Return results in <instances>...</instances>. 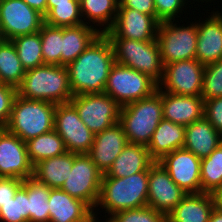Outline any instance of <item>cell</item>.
<instances>
[{"label": "cell", "instance_id": "cell-12", "mask_svg": "<svg viewBox=\"0 0 222 222\" xmlns=\"http://www.w3.org/2000/svg\"><path fill=\"white\" fill-rule=\"evenodd\" d=\"M205 65L196 58L164 65L162 81L158 89L177 95L200 96Z\"/></svg>", "mask_w": 222, "mask_h": 222}, {"label": "cell", "instance_id": "cell-47", "mask_svg": "<svg viewBox=\"0 0 222 222\" xmlns=\"http://www.w3.org/2000/svg\"><path fill=\"white\" fill-rule=\"evenodd\" d=\"M71 0H47V13L55 6V4L68 3Z\"/></svg>", "mask_w": 222, "mask_h": 222}, {"label": "cell", "instance_id": "cell-45", "mask_svg": "<svg viewBox=\"0 0 222 222\" xmlns=\"http://www.w3.org/2000/svg\"><path fill=\"white\" fill-rule=\"evenodd\" d=\"M215 208L222 212V187L213 193Z\"/></svg>", "mask_w": 222, "mask_h": 222}, {"label": "cell", "instance_id": "cell-29", "mask_svg": "<svg viewBox=\"0 0 222 222\" xmlns=\"http://www.w3.org/2000/svg\"><path fill=\"white\" fill-rule=\"evenodd\" d=\"M25 143L28 158L33 166L41 160L56 157L67 152L64 140L54 129L31 138Z\"/></svg>", "mask_w": 222, "mask_h": 222}, {"label": "cell", "instance_id": "cell-22", "mask_svg": "<svg viewBox=\"0 0 222 222\" xmlns=\"http://www.w3.org/2000/svg\"><path fill=\"white\" fill-rule=\"evenodd\" d=\"M155 162L150 156L147 146L128 143L102 177H128L149 171Z\"/></svg>", "mask_w": 222, "mask_h": 222}, {"label": "cell", "instance_id": "cell-16", "mask_svg": "<svg viewBox=\"0 0 222 222\" xmlns=\"http://www.w3.org/2000/svg\"><path fill=\"white\" fill-rule=\"evenodd\" d=\"M0 177L22 180L33 177L26 143L7 129L0 130Z\"/></svg>", "mask_w": 222, "mask_h": 222}, {"label": "cell", "instance_id": "cell-27", "mask_svg": "<svg viewBox=\"0 0 222 222\" xmlns=\"http://www.w3.org/2000/svg\"><path fill=\"white\" fill-rule=\"evenodd\" d=\"M75 153H66L39 161L33 166V178L49 188H61L71 173Z\"/></svg>", "mask_w": 222, "mask_h": 222}, {"label": "cell", "instance_id": "cell-11", "mask_svg": "<svg viewBox=\"0 0 222 222\" xmlns=\"http://www.w3.org/2000/svg\"><path fill=\"white\" fill-rule=\"evenodd\" d=\"M44 16L23 0L0 1V34L4 40L40 31Z\"/></svg>", "mask_w": 222, "mask_h": 222}, {"label": "cell", "instance_id": "cell-21", "mask_svg": "<svg viewBox=\"0 0 222 222\" xmlns=\"http://www.w3.org/2000/svg\"><path fill=\"white\" fill-rule=\"evenodd\" d=\"M48 203L49 222H87L94 215V211L84 201L60 188L50 190Z\"/></svg>", "mask_w": 222, "mask_h": 222}, {"label": "cell", "instance_id": "cell-35", "mask_svg": "<svg viewBox=\"0 0 222 222\" xmlns=\"http://www.w3.org/2000/svg\"><path fill=\"white\" fill-rule=\"evenodd\" d=\"M39 32L44 64L61 65L62 28L44 23Z\"/></svg>", "mask_w": 222, "mask_h": 222}, {"label": "cell", "instance_id": "cell-38", "mask_svg": "<svg viewBox=\"0 0 222 222\" xmlns=\"http://www.w3.org/2000/svg\"><path fill=\"white\" fill-rule=\"evenodd\" d=\"M108 219L110 222H167V215L145 206L117 212Z\"/></svg>", "mask_w": 222, "mask_h": 222}, {"label": "cell", "instance_id": "cell-20", "mask_svg": "<svg viewBox=\"0 0 222 222\" xmlns=\"http://www.w3.org/2000/svg\"><path fill=\"white\" fill-rule=\"evenodd\" d=\"M162 113L164 119L186 127L204 117V100L162 91Z\"/></svg>", "mask_w": 222, "mask_h": 222}, {"label": "cell", "instance_id": "cell-33", "mask_svg": "<svg viewBox=\"0 0 222 222\" xmlns=\"http://www.w3.org/2000/svg\"><path fill=\"white\" fill-rule=\"evenodd\" d=\"M11 41L25 70L44 65L40 32L18 36Z\"/></svg>", "mask_w": 222, "mask_h": 222}, {"label": "cell", "instance_id": "cell-8", "mask_svg": "<svg viewBox=\"0 0 222 222\" xmlns=\"http://www.w3.org/2000/svg\"><path fill=\"white\" fill-rule=\"evenodd\" d=\"M157 89L158 84L149 76L115 63L110 70L104 93L123 106L146 98Z\"/></svg>", "mask_w": 222, "mask_h": 222}, {"label": "cell", "instance_id": "cell-48", "mask_svg": "<svg viewBox=\"0 0 222 222\" xmlns=\"http://www.w3.org/2000/svg\"><path fill=\"white\" fill-rule=\"evenodd\" d=\"M93 216L87 221V222H100L98 219L99 217L98 214L96 212H93ZM105 222H110L109 219L107 218Z\"/></svg>", "mask_w": 222, "mask_h": 222}, {"label": "cell", "instance_id": "cell-3", "mask_svg": "<svg viewBox=\"0 0 222 222\" xmlns=\"http://www.w3.org/2000/svg\"><path fill=\"white\" fill-rule=\"evenodd\" d=\"M149 171L128 177H102L100 196L94 211L105 209L108 217L117 212L147 206ZM99 207V208H98Z\"/></svg>", "mask_w": 222, "mask_h": 222}, {"label": "cell", "instance_id": "cell-17", "mask_svg": "<svg viewBox=\"0 0 222 222\" xmlns=\"http://www.w3.org/2000/svg\"><path fill=\"white\" fill-rule=\"evenodd\" d=\"M186 194L158 161L149 168L147 206L167 215Z\"/></svg>", "mask_w": 222, "mask_h": 222}, {"label": "cell", "instance_id": "cell-9", "mask_svg": "<svg viewBox=\"0 0 222 222\" xmlns=\"http://www.w3.org/2000/svg\"><path fill=\"white\" fill-rule=\"evenodd\" d=\"M102 176L87 153H75L71 173L60 189L84 201L94 211L100 196Z\"/></svg>", "mask_w": 222, "mask_h": 222}, {"label": "cell", "instance_id": "cell-4", "mask_svg": "<svg viewBox=\"0 0 222 222\" xmlns=\"http://www.w3.org/2000/svg\"><path fill=\"white\" fill-rule=\"evenodd\" d=\"M163 119L162 91L121 106L119 123L128 143L148 146L158 124Z\"/></svg>", "mask_w": 222, "mask_h": 222}, {"label": "cell", "instance_id": "cell-15", "mask_svg": "<svg viewBox=\"0 0 222 222\" xmlns=\"http://www.w3.org/2000/svg\"><path fill=\"white\" fill-rule=\"evenodd\" d=\"M159 21L156 17L132 8H118L113 26L105 33L108 38L138 41L156 40Z\"/></svg>", "mask_w": 222, "mask_h": 222}, {"label": "cell", "instance_id": "cell-14", "mask_svg": "<svg viewBox=\"0 0 222 222\" xmlns=\"http://www.w3.org/2000/svg\"><path fill=\"white\" fill-rule=\"evenodd\" d=\"M158 162L184 192L201 193V159L192 152L184 148L176 149L164 155Z\"/></svg>", "mask_w": 222, "mask_h": 222}, {"label": "cell", "instance_id": "cell-13", "mask_svg": "<svg viewBox=\"0 0 222 222\" xmlns=\"http://www.w3.org/2000/svg\"><path fill=\"white\" fill-rule=\"evenodd\" d=\"M54 130L64 140L67 151L77 154L90 151L95 134L82 122L70 102L56 104Z\"/></svg>", "mask_w": 222, "mask_h": 222}, {"label": "cell", "instance_id": "cell-40", "mask_svg": "<svg viewBox=\"0 0 222 222\" xmlns=\"http://www.w3.org/2000/svg\"><path fill=\"white\" fill-rule=\"evenodd\" d=\"M16 95V88L0 83V130L6 129Z\"/></svg>", "mask_w": 222, "mask_h": 222}, {"label": "cell", "instance_id": "cell-34", "mask_svg": "<svg viewBox=\"0 0 222 222\" xmlns=\"http://www.w3.org/2000/svg\"><path fill=\"white\" fill-rule=\"evenodd\" d=\"M44 23L53 27H73L84 23L80 2L71 0L68 3L55 4L44 16Z\"/></svg>", "mask_w": 222, "mask_h": 222}, {"label": "cell", "instance_id": "cell-19", "mask_svg": "<svg viewBox=\"0 0 222 222\" xmlns=\"http://www.w3.org/2000/svg\"><path fill=\"white\" fill-rule=\"evenodd\" d=\"M128 144L122 125L118 122L94 135V141L87 153L97 168L105 174Z\"/></svg>", "mask_w": 222, "mask_h": 222}, {"label": "cell", "instance_id": "cell-31", "mask_svg": "<svg viewBox=\"0 0 222 222\" xmlns=\"http://www.w3.org/2000/svg\"><path fill=\"white\" fill-rule=\"evenodd\" d=\"M51 189L33 177L27 178L29 222H49L48 199Z\"/></svg>", "mask_w": 222, "mask_h": 222}, {"label": "cell", "instance_id": "cell-10", "mask_svg": "<svg viewBox=\"0 0 222 222\" xmlns=\"http://www.w3.org/2000/svg\"><path fill=\"white\" fill-rule=\"evenodd\" d=\"M70 103L82 122L94 133H100L119 122L121 106L107 94L88 93L75 95Z\"/></svg>", "mask_w": 222, "mask_h": 222}, {"label": "cell", "instance_id": "cell-42", "mask_svg": "<svg viewBox=\"0 0 222 222\" xmlns=\"http://www.w3.org/2000/svg\"><path fill=\"white\" fill-rule=\"evenodd\" d=\"M22 183V179L0 177V208L14 198Z\"/></svg>", "mask_w": 222, "mask_h": 222}, {"label": "cell", "instance_id": "cell-30", "mask_svg": "<svg viewBox=\"0 0 222 222\" xmlns=\"http://www.w3.org/2000/svg\"><path fill=\"white\" fill-rule=\"evenodd\" d=\"M25 73L26 70L12 41L2 39L0 41V83L17 88Z\"/></svg>", "mask_w": 222, "mask_h": 222}, {"label": "cell", "instance_id": "cell-32", "mask_svg": "<svg viewBox=\"0 0 222 222\" xmlns=\"http://www.w3.org/2000/svg\"><path fill=\"white\" fill-rule=\"evenodd\" d=\"M200 177L201 193L213 194L222 187V142L209 156L201 159Z\"/></svg>", "mask_w": 222, "mask_h": 222}, {"label": "cell", "instance_id": "cell-41", "mask_svg": "<svg viewBox=\"0 0 222 222\" xmlns=\"http://www.w3.org/2000/svg\"><path fill=\"white\" fill-rule=\"evenodd\" d=\"M204 117L222 135V97L204 101Z\"/></svg>", "mask_w": 222, "mask_h": 222}, {"label": "cell", "instance_id": "cell-46", "mask_svg": "<svg viewBox=\"0 0 222 222\" xmlns=\"http://www.w3.org/2000/svg\"><path fill=\"white\" fill-rule=\"evenodd\" d=\"M208 222H222V212L214 208L211 212Z\"/></svg>", "mask_w": 222, "mask_h": 222}, {"label": "cell", "instance_id": "cell-5", "mask_svg": "<svg viewBox=\"0 0 222 222\" xmlns=\"http://www.w3.org/2000/svg\"><path fill=\"white\" fill-rule=\"evenodd\" d=\"M56 104L16 95L6 129L24 142L54 129Z\"/></svg>", "mask_w": 222, "mask_h": 222}, {"label": "cell", "instance_id": "cell-44", "mask_svg": "<svg viewBox=\"0 0 222 222\" xmlns=\"http://www.w3.org/2000/svg\"><path fill=\"white\" fill-rule=\"evenodd\" d=\"M27 5L45 16L47 14V0H23Z\"/></svg>", "mask_w": 222, "mask_h": 222}, {"label": "cell", "instance_id": "cell-7", "mask_svg": "<svg viewBox=\"0 0 222 222\" xmlns=\"http://www.w3.org/2000/svg\"><path fill=\"white\" fill-rule=\"evenodd\" d=\"M177 20L159 23L156 41L164 65L196 58L198 21L181 26Z\"/></svg>", "mask_w": 222, "mask_h": 222}, {"label": "cell", "instance_id": "cell-36", "mask_svg": "<svg viewBox=\"0 0 222 222\" xmlns=\"http://www.w3.org/2000/svg\"><path fill=\"white\" fill-rule=\"evenodd\" d=\"M0 222H29L27 179L23 180L14 198L0 208Z\"/></svg>", "mask_w": 222, "mask_h": 222}, {"label": "cell", "instance_id": "cell-39", "mask_svg": "<svg viewBox=\"0 0 222 222\" xmlns=\"http://www.w3.org/2000/svg\"><path fill=\"white\" fill-rule=\"evenodd\" d=\"M153 2L156 10V18L159 22L175 21V18L180 19V13L183 16V12L185 14L184 9L186 10L187 7L184 0H153Z\"/></svg>", "mask_w": 222, "mask_h": 222}, {"label": "cell", "instance_id": "cell-24", "mask_svg": "<svg viewBox=\"0 0 222 222\" xmlns=\"http://www.w3.org/2000/svg\"><path fill=\"white\" fill-rule=\"evenodd\" d=\"M214 208L213 194H186L167 214V222H208Z\"/></svg>", "mask_w": 222, "mask_h": 222}, {"label": "cell", "instance_id": "cell-28", "mask_svg": "<svg viewBox=\"0 0 222 222\" xmlns=\"http://www.w3.org/2000/svg\"><path fill=\"white\" fill-rule=\"evenodd\" d=\"M118 6L119 0H81L80 7L84 24L95 26V28L100 26V33L105 34L115 22Z\"/></svg>", "mask_w": 222, "mask_h": 222}, {"label": "cell", "instance_id": "cell-26", "mask_svg": "<svg viewBox=\"0 0 222 222\" xmlns=\"http://www.w3.org/2000/svg\"><path fill=\"white\" fill-rule=\"evenodd\" d=\"M98 28L87 24L62 28L61 66L73 62L100 35Z\"/></svg>", "mask_w": 222, "mask_h": 222}, {"label": "cell", "instance_id": "cell-43", "mask_svg": "<svg viewBox=\"0 0 222 222\" xmlns=\"http://www.w3.org/2000/svg\"><path fill=\"white\" fill-rule=\"evenodd\" d=\"M118 8H132L139 12L156 17L153 0H119Z\"/></svg>", "mask_w": 222, "mask_h": 222}, {"label": "cell", "instance_id": "cell-49", "mask_svg": "<svg viewBox=\"0 0 222 222\" xmlns=\"http://www.w3.org/2000/svg\"><path fill=\"white\" fill-rule=\"evenodd\" d=\"M193 1H194V2L198 1V3H199V2L204 3V1H205V2H210V3H211V2L214 1V0H196V1L193 0ZM184 2H185L187 5L189 4L188 2H190V4H194V2L191 3V0H190V1H188V0H184Z\"/></svg>", "mask_w": 222, "mask_h": 222}, {"label": "cell", "instance_id": "cell-37", "mask_svg": "<svg viewBox=\"0 0 222 222\" xmlns=\"http://www.w3.org/2000/svg\"><path fill=\"white\" fill-rule=\"evenodd\" d=\"M200 96L204 101L222 97V59L205 65Z\"/></svg>", "mask_w": 222, "mask_h": 222}, {"label": "cell", "instance_id": "cell-6", "mask_svg": "<svg viewBox=\"0 0 222 222\" xmlns=\"http://www.w3.org/2000/svg\"><path fill=\"white\" fill-rule=\"evenodd\" d=\"M109 39L114 49L115 63L133 68L149 76L157 84L162 81L164 64L156 40Z\"/></svg>", "mask_w": 222, "mask_h": 222}, {"label": "cell", "instance_id": "cell-1", "mask_svg": "<svg viewBox=\"0 0 222 222\" xmlns=\"http://www.w3.org/2000/svg\"><path fill=\"white\" fill-rule=\"evenodd\" d=\"M114 64L112 43L106 34L101 33L84 52L66 66L73 96L103 93Z\"/></svg>", "mask_w": 222, "mask_h": 222}, {"label": "cell", "instance_id": "cell-23", "mask_svg": "<svg viewBox=\"0 0 222 222\" xmlns=\"http://www.w3.org/2000/svg\"><path fill=\"white\" fill-rule=\"evenodd\" d=\"M221 142L222 135L205 117L185 127L183 148L199 159L209 156Z\"/></svg>", "mask_w": 222, "mask_h": 222}, {"label": "cell", "instance_id": "cell-2", "mask_svg": "<svg viewBox=\"0 0 222 222\" xmlns=\"http://www.w3.org/2000/svg\"><path fill=\"white\" fill-rule=\"evenodd\" d=\"M16 93L21 98L55 104L69 103L73 97L66 66L49 64L26 70Z\"/></svg>", "mask_w": 222, "mask_h": 222}, {"label": "cell", "instance_id": "cell-18", "mask_svg": "<svg viewBox=\"0 0 222 222\" xmlns=\"http://www.w3.org/2000/svg\"><path fill=\"white\" fill-rule=\"evenodd\" d=\"M197 23L196 59L203 65L222 59V11H214Z\"/></svg>", "mask_w": 222, "mask_h": 222}, {"label": "cell", "instance_id": "cell-25", "mask_svg": "<svg viewBox=\"0 0 222 222\" xmlns=\"http://www.w3.org/2000/svg\"><path fill=\"white\" fill-rule=\"evenodd\" d=\"M184 141L185 126L163 118L155 129L147 148L150 156L155 161H159L164 155L183 148Z\"/></svg>", "mask_w": 222, "mask_h": 222}]
</instances>
